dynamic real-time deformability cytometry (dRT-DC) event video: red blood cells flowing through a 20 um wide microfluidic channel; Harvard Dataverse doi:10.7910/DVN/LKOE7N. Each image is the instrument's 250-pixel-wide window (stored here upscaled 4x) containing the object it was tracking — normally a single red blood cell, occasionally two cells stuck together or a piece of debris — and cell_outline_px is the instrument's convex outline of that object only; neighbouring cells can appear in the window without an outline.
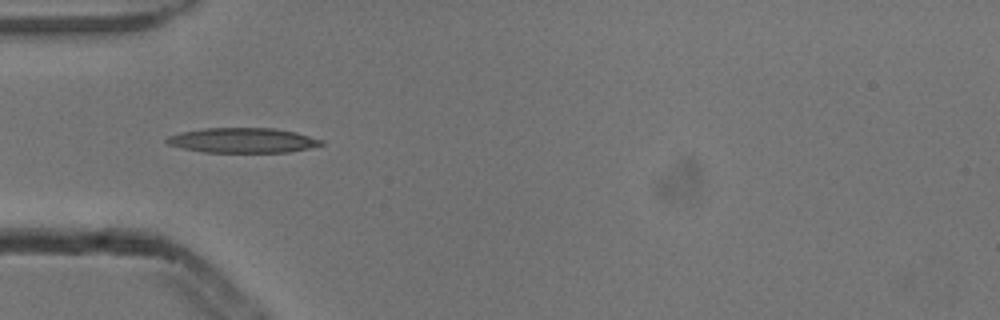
{"species": "common noctule bat (a hibernating species)", "species_latin": "Nyctalus noctula", "temperature_condition": "cold", "stored_images_in_passage": 6, "camera_frame_rate_fps": 3000, "um_per_image_px": 0.085, "animal": {"sex": "male", "body_mass_g": 13.3}, "frame": {"image": 1, "passage_image": 5, "time_ms": 1.333, "image_size_px": [1000, 320], "cell_outline_px": [[324, 144], [308, 148], [288, 152], [204, 152], [184, 148], [168, 144], [164, 140], [168, 136], [180, 132], [204, 128], [272, 128], [296, 132], [324, 140]], "centroid_in_image_um": [20.63, 11.92], "position_along_channel_um": 64.4, "area_um2": 22.37}}
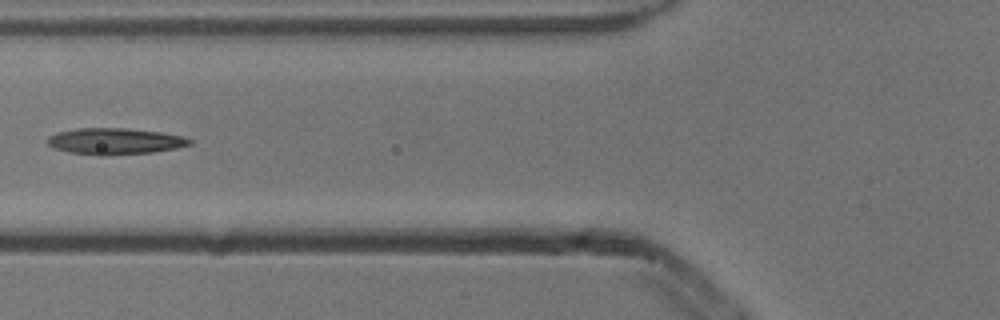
{"frame": {"image": 2, "passage_image": 6, "time_ms": 1.667, "image_size_px": [1000, 320], "cell_outline_px": [[192, 144], [176, 148], [152, 152], [104, 156], [96, 156], [68, 152], [52, 148], [44, 140], [48, 136], [56, 132], [76, 128], [128, 128], [160, 132], [184, 136], [192, 140]], "centroid_in_image_um": [9.7, 12.01], "position_along_channel_um": 116.1, "area_um2": 22.25}}